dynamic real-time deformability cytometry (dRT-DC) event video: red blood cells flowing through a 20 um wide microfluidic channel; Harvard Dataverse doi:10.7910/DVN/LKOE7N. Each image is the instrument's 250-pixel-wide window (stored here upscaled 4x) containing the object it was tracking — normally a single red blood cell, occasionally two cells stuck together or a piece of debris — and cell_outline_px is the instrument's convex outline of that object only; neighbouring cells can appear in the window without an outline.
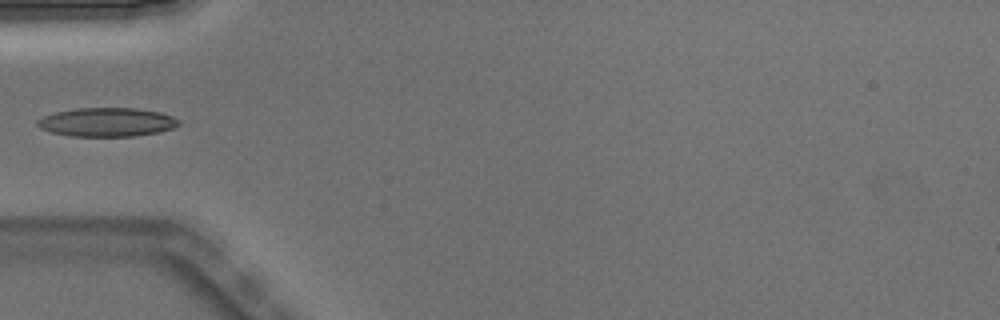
{"species": "Egyptian fruit bat (a non-hibernating species)", "species_latin": "Rousettus aegyptiacus", "temperature_condition": "warm", "stored_images_in_passage": 5, "camera_frame_rate_fps": 3000, "um_per_image_px": 0.085, "animal": {"sex": "male"}, "frame": {"image": 1, "passage_image": 4, "time_ms": 1.0, "image_size_px": [1000, 320], "cell_outline_px": [[180, 124], [172, 128], [160, 132], [132, 136], [72, 136], [52, 132], [40, 128], [36, 124], [36, 120], [52, 112], [76, 108], [136, 108], [160, 112], [172, 116], [180, 120]], "centroid_in_image_um": [9.08, 10.37], "position_along_channel_um": 75.9, "area_um2": 23.81}}